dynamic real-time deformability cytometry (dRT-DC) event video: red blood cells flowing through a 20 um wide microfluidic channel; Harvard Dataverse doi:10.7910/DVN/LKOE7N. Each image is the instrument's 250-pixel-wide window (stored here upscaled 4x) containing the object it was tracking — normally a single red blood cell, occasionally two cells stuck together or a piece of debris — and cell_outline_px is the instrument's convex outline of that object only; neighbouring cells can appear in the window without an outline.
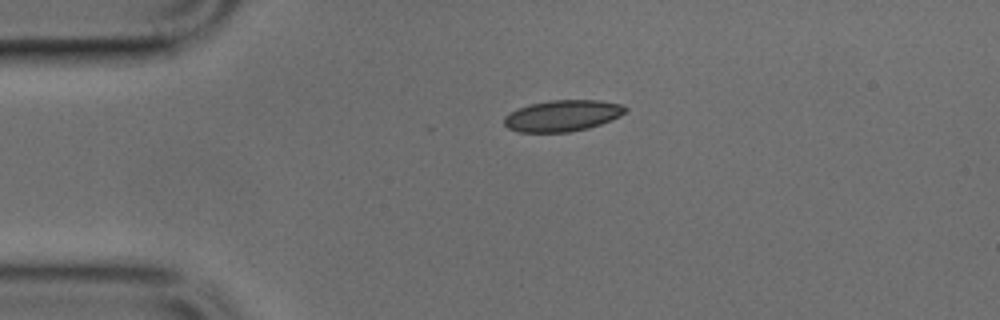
{"species": "common noctule bat (a hibernating species)", "species_latin": "Nyctalus noctula", "temperature_condition": "cold", "stored_images_in_passage": 11, "camera_frame_rate_fps": 3000, "um_per_image_px": 0.085, "animal": {"sex": "male", "body_mass_g": 17.9, "forearm_length_mm": 54.2}, "frame": {"image": 1, "passage_image": 1, "time_ms": 0.0, "image_size_px": [1000, 320], "cell_outline_px": [[628, 108], [620, 116], [600, 124], [588, 128], [568, 132], [520, 132], [508, 128], [504, 124], [504, 116], [528, 104], [552, 100], [600, 100], [620, 104]], "centroid_in_image_um": [47.81, 9.83], "position_along_channel_um": 37.2, "area_um2": 21.91}}
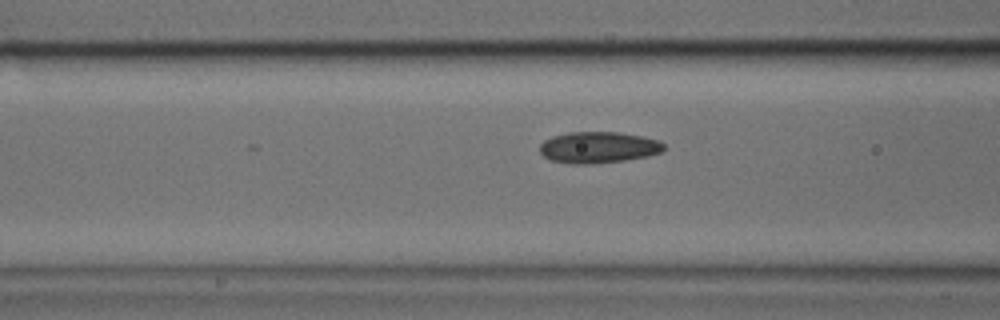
{"frame": {"image": 2, "passage_image": 9, "time_ms": 2.667, "image_size_px": [1000, 320], "cell_outline_px": [[664, 148], [660, 152], [648, 156], [624, 160], [592, 164], [568, 164], [548, 160], [540, 152], [540, 144], [544, 140], [552, 136], [568, 132], [620, 132], [660, 140], [664, 144]], "centroid_in_image_um": [50.82, 12.53], "position_along_channel_um": 115.8, "area_um2": 22.83}}